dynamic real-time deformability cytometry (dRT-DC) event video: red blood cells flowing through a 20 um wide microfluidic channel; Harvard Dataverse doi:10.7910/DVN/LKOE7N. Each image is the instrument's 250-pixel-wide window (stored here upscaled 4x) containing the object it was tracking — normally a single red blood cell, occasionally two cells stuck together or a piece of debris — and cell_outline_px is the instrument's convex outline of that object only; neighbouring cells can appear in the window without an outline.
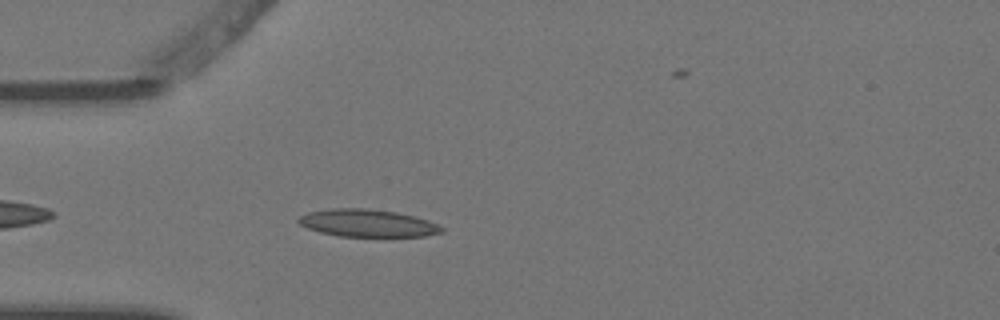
{"species": "Egyptian fruit bat (a non-hibernating species)", "species_latin": "Rousettus aegyptiacus", "temperature_condition": "warm", "stored_images_in_passage": 1, "camera_frame_rate_fps": 3000, "um_per_image_px": 0.085, "animal": {"sex": "female"}, "frame": {"image": 1, "passage_image": 1, "time_ms": 0.0, "image_size_px": [1000, 320], "cell_outline_px": [[444, 232], [424, 236], [336, 236], [320, 232], [308, 228], [300, 224], [296, 220], [300, 216], [308, 212], [332, 208], [364, 208], [396, 212], [416, 216], [428, 220], [444, 228]], "centroid_in_image_um": [31.24, 18.96], "position_along_channel_um": 53.8, "area_um2": 22.89}}